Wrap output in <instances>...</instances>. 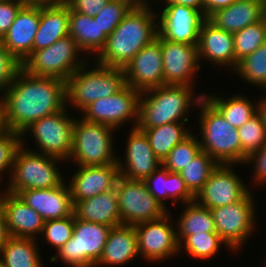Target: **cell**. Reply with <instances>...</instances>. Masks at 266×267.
<instances>
[{
	"mask_svg": "<svg viewBox=\"0 0 266 267\" xmlns=\"http://www.w3.org/2000/svg\"><path fill=\"white\" fill-rule=\"evenodd\" d=\"M152 5H135L114 31L94 61L103 66L124 68L146 45L156 39L157 14Z\"/></svg>",
	"mask_w": 266,
	"mask_h": 267,
	"instance_id": "7a4b0ae2",
	"label": "cell"
},
{
	"mask_svg": "<svg viewBox=\"0 0 266 267\" xmlns=\"http://www.w3.org/2000/svg\"><path fill=\"white\" fill-rule=\"evenodd\" d=\"M138 237L133 225L112 227L97 266H117L138 258Z\"/></svg>",
	"mask_w": 266,
	"mask_h": 267,
	"instance_id": "4316f807",
	"label": "cell"
},
{
	"mask_svg": "<svg viewBox=\"0 0 266 267\" xmlns=\"http://www.w3.org/2000/svg\"><path fill=\"white\" fill-rule=\"evenodd\" d=\"M135 5L132 0H109L93 18L108 37Z\"/></svg>",
	"mask_w": 266,
	"mask_h": 267,
	"instance_id": "60d3db41",
	"label": "cell"
},
{
	"mask_svg": "<svg viewBox=\"0 0 266 267\" xmlns=\"http://www.w3.org/2000/svg\"><path fill=\"white\" fill-rule=\"evenodd\" d=\"M184 123L188 122L166 123L154 128L140 129L146 134L154 155L161 163L178 143L192 133V130L185 128Z\"/></svg>",
	"mask_w": 266,
	"mask_h": 267,
	"instance_id": "1f68e13d",
	"label": "cell"
},
{
	"mask_svg": "<svg viewBox=\"0 0 266 267\" xmlns=\"http://www.w3.org/2000/svg\"><path fill=\"white\" fill-rule=\"evenodd\" d=\"M73 214L76 219L109 227L121 225L116 188L86 200L76 201Z\"/></svg>",
	"mask_w": 266,
	"mask_h": 267,
	"instance_id": "83f0119b",
	"label": "cell"
},
{
	"mask_svg": "<svg viewBox=\"0 0 266 267\" xmlns=\"http://www.w3.org/2000/svg\"><path fill=\"white\" fill-rule=\"evenodd\" d=\"M40 22V6H23L0 43L22 64L31 54Z\"/></svg>",
	"mask_w": 266,
	"mask_h": 267,
	"instance_id": "44dd1931",
	"label": "cell"
},
{
	"mask_svg": "<svg viewBox=\"0 0 266 267\" xmlns=\"http://www.w3.org/2000/svg\"><path fill=\"white\" fill-rule=\"evenodd\" d=\"M219 164L201 151L180 174L188 189L196 196Z\"/></svg>",
	"mask_w": 266,
	"mask_h": 267,
	"instance_id": "8d00e7d4",
	"label": "cell"
},
{
	"mask_svg": "<svg viewBox=\"0 0 266 267\" xmlns=\"http://www.w3.org/2000/svg\"><path fill=\"white\" fill-rule=\"evenodd\" d=\"M164 84L193 86L201 68L198 45L165 40L161 37Z\"/></svg>",
	"mask_w": 266,
	"mask_h": 267,
	"instance_id": "e0dca14e",
	"label": "cell"
},
{
	"mask_svg": "<svg viewBox=\"0 0 266 267\" xmlns=\"http://www.w3.org/2000/svg\"><path fill=\"white\" fill-rule=\"evenodd\" d=\"M171 220L168 212L158 219L134 225L138 237L139 256L144 260L161 262L179 255L177 231Z\"/></svg>",
	"mask_w": 266,
	"mask_h": 267,
	"instance_id": "5bb4252c",
	"label": "cell"
},
{
	"mask_svg": "<svg viewBox=\"0 0 266 267\" xmlns=\"http://www.w3.org/2000/svg\"><path fill=\"white\" fill-rule=\"evenodd\" d=\"M10 237L11 236L8 231L2 202L0 201V250L3 248V246L6 244Z\"/></svg>",
	"mask_w": 266,
	"mask_h": 267,
	"instance_id": "681fc988",
	"label": "cell"
},
{
	"mask_svg": "<svg viewBox=\"0 0 266 267\" xmlns=\"http://www.w3.org/2000/svg\"><path fill=\"white\" fill-rule=\"evenodd\" d=\"M221 244L227 246L216 232L195 233L188 236L179 245V251L184 249L192 258L203 260L216 255L222 246Z\"/></svg>",
	"mask_w": 266,
	"mask_h": 267,
	"instance_id": "74e56055",
	"label": "cell"
},
{
	"mask_svg": "<svg viewBox=\"0 0 266 267\" xmlns=\"http://www.w3.org/2000/svg\"><path fill=\"white\" fill-rule=\"evenodd\" d=\"M200 110L199 136L201 150L218 164H241V140L238 128L233 127L204 97L198 104Z\"/></svg>",
	"mask_w": 266,
	"mask_h": 267,
	"instance_id": "277c9868",
	"label": "cell"
},
{
	"mask_svg": "<svg viewBox=\"0 0 266 267\" xmlns=\"http://www.w3.org/2000/svg\"><path fill=\"white\" fill-rule=\"evenodd\" d=\"M258 100L257 114L261 117V120L264 122V125L266 127V94Z\"/></svg>",
	"mask_w": 266,
	"mask_h": 267,
	"instance_id": "816d5d0a",
	"label": "cell"
},
{
	"mask_svg": "<svg viewBox=\"0 0 266 267\" xmlns=\"http://www.w3.org/2000/svg\"><path fill=\"white\" fill-rule=\"evenodd\" d=\"M126 142L125 163L118 156L120 176L134 180H145L162 163L154 155L146 134L137 127L132 128Z\"/></svg>",
	"mask_w": 266,
	"mask_h": 267,
	"instance_id": "d6986e66",
	"label": "cell"
},
{
	"mask_svg": "<svg viewBox=\"0 0 266 267\" xmlns=\"http://www.w3.org/2000/svg\"><path fill=\"white\" fill-rule=\"evenodd\" d=\"M141 92L125 85L116 94L95 100L81 112L83 119L118 129L133 119V128L138 123L139 99Z\"/></svg>",
	"mask_w": 266,
	"mask_h": 267,
	"instance_id": "4fadbf2b",
	"label": "cell"
},
{
	"mask_svg": "<svg viewBox=\"0 0 266 267\" xmlns=\"http://www.w3.org/2000/svg\"><path fill=\"white\" fill-rule=\"evenodd\" d=\"M0 267H7L6 264L0 259Z\"/></svg>",
	"mask_w": 266,
	"mask_h": 267,
	"instance_id": "9f6ffc18",
	"label": "cell"
},
{
	"mask_svg": "<svg viewBox=\"0 0 266 267\" xmlns=\"http://www.w3.org/2000/svg\"><path fill=\"white\" fill-rule=\"evenodd\" d=\"M164 3H178L190 6L203 12V0H163Z\"/></svg>",
	"mask_w": 266,
	"mask_h": 267,
	"instance_id": "f907efd6",
	"label": "cell"
},
{
	"mask_svg": "<svg viewBox=\"0 0 266 267\" xmlns=\"http://www.w3.org/2000/svg\"><path fill=\"white\" fill-rule=\"evenodd\" d=\"M109 0H64L71 10L95 17Z\"/></svg>",
	"mask_w": 266,
	"mask_h": 267,
	"instance_id": "7dc6e473",
	"label": "cell"
},
{
	"mask_svg": "<svg viewBox=\"0 0 266 267\" xmlns=\"http://www.w3.org/2000/svg\"><path fill=\"white\" fill-rule=\"evenodd\" d=\"M233 72L247 83L266 91V43L240 60Z\"/></svg>",
	"mask_w": 266,
	"mask_h": 267,
	"instance_id": "d590c367",
	"label": "cell"
},
{
	"mask_svg": "<svg viewBox=\"0 0 266 267\" xmlns=\"http://www.w3.org/2000/svg\"><path fill=\"white\" fill-rule=\"evenodd\" d=\"M24 141L21 138V146L16 152L5 191L17 194L25 189H46L62 185L66 179L56 164L66 161L28 150Z\"/></svg>",
	"mask_w": 266,
	"mask_h": 267,
	"instance_id": "5b68a950",
	"label": "cell"
},
{
	"mask_svg": "<svg viewBox=\"0 0 266 267\" xmlns=\"http://www.w3.org/2000/svg\"><path fill=\"white\" fill-rule=\"evenodd\" d=\"M74 231V214L61 219L48 220L44 222L42 238L50 245L60 249L71 239Z\"/></svg>",
	"mask_w": 266,
	"mask_h": 267,
	"instance_id": "b9f144b4",
	"label": "cell"
},
{
	"mask_svg": "<svg viewBox=\"0 0 266 267\" xmlns=\"http://www.w3.org/2000/svg\"><path fill=\"white\" fill-rule=\"evenodd\" d=\"M77 167L78 169L73 173L70 183L67 184L73 204L76 201L86 200L114 189L120 176L118 163Z\"/></svg>",
	"mask_w": 266,
	"mask_h": 267,
	"instance_id": "ffe728a7",
	"label": "cell"
},
{
	"mask_svg": "<svg viewBox=\"0 0 266 267\" xmlns=\"http://www.w3.org/2000/svg\"><path fill=\"white\" fill-rule=\"evenodd\" d=\"M112 227L104 224L76 219L74 216L73 236L50 258H58L71 267H95L102 256Z\"/></svg>",
	"mask_w": 266,
	"mask_h": 267,
	"instance_id": "9c48e42d",
	"label": "cell"
},
{
	"mask_svg": "<svg viewBox=\"0 0 266 267\" xmlns=\"http://www.w3.org/2000/svg\"><path fill=\"white\" fill-rule=\"evenodd\" d=\"M21 146V135L17 132L6 129L0 135V181L3 172H12L14 158L18 148Z\"/></svg>",
	"mask_w": 266,
	"mask_h": 267,
	"instance_id": "7bdbcfd3",
	"label": "cell"
},
{
	"mask_svg": "<svg viewBox=\"0 0 266 267\" xmlns=\"http://www.w3.org/2000/svg\"><path fill=\"white\" fill-rule=\"evenodd\" d=\"M94 64L92 69L88 63L83 65L66 81L67 103L77 110L82 111L95 100L116 94L126 85L122 68Z\"/></svg>",
	"mask_w": 266,
	"mask_h": 267,
	"instance_id": "8992f818",
	"label": "cell"
},
{
	"mask_svg": "<svg viewBox=\"0 0 266 267\" xmlns=\"http://www.w3.org/2000/svg\"><path fill=\"white\" fill-rule=\"evenodd\" d=\"M2 192L0 201L10 236L36 239L42 233L45 220L17 194Z\"/></svg>",
	"mask_w": 266,
	"mask_h": 267,
	"instance_id": "cb8c5ba5",
	"label": "cell"
},
{
	"mask_svg": "<svg viewBox=\"0 0 266 267\" xmlns=\"http://www.w3.org/2000/svg\"><path fill=\"white\" fill-rule=\"evenodd\" d=\"M68 181L46 189H25L17 195L45 220L61 219L73 215V201Z\"/></svg>",
	"mask_w": 266,
	"mask_h": 267,
	"instance_id": "7402d4cb",
	"label": "cell"
},
{
	"mask_svg": "<svg viewBox=\"0 0 266 267\" xmlns=\"http://www.w3.org/2000/svg\"><path fill=\"white\" fill-rule=\"evenodd\" d=\"M22 6H40L46 4L49 0H12Z\"/></svg>",
	"mask_w": 266,
	"mask_h": 267,
	"instance_id": "f5cc1de1",
	"label": "cell"
},
{
	"mask_svg": "<svg viewBox=\"0 0 266 267\" xmlns=\"http://www.w3.org/2000/svg\"><path fill=\"white\" fill-rule=\"evenodd\" d=\"M234 36L232 33L216 27L206 19L200 28L198 40L199 60H206L214 66L236 69V57L234 51Z\"/></svg>",
	"mask_w": 266,
	"mask_h": 267,
	"instance_id": "603a6c76",
	"label": "cell"
},
{
	"mask_svg": "<svg viewBox=\"0 0 266 267\" xmlns=\"http://www.w3.org/2000/svg\"><path fill=\"white\" fill-rule=\"evenodd\" d=\"M201 151L198 135L191 133L170 151L162 166L170 172L180 173Z\"/></svg>",
	"mask_w": 266,
	"mask_h": 267,
	"instance_id": "ab89813d",
	"label": "cell"
},
{
	"mask_svg": "<svg viewBox=\"0 0 266 267\" xmlns=\"http://www.w3.org/2000/svg\"><path fill=\"white\" fill-rule=\"evenodd\" d=\"M68 108L48 115L31 123L25 128L21 138L26 133H32L38 144V153L53 156L68 161L72 152L73 124L75 118L68 112Z\"/></svg>",
	"mask_w": 266,
	"mask_h": 267,
	"instance_id": "30bf717a",
	"label": "cell"
},
{
	"mask_svg": "<svg viewBox=\"0 0 266 267\" xmlns=\"http://www.w3.org/2000/svg\"><path fill=\"white\" fill-rule=\"evenodd\" d=\"M233 36L237 67L240 60L266 43V16L262 20L237 31Z\"/></svg>",
	"mask_w": 266,
	"mask_h": 267,
	"instance_id": "e575fe53",
	"label": "cell"
},
{
	"mask_svg": "<svg viewBox=\"0 0 266 267\" xmlns=\"http://www.w3.org/2000/svg\"><path fill=\"white\" fill-rule=\"evenodd\" d=\"M157 15L158 35L165 40L198 44L202 23L207 19L201 10L178 3H165Z\"/></svg>",
	"mask_w": 266,
	"mask_h": 267,
	"instance_id": "9a60e30c",
	"label": "cell"
},
{
	"mask_svg": "<svg viewBox=\"0 0 266 267\" xmlns=\"http://www.w3.org/2000/svg\"><path fill=\"white\" fill-rule=\"evenodd\" d=\"M177 222V241L180 245L188 236L202 232H216L215 223L210 209L196 201L186 203Z\"/></svg>",
	"mask_w": 266,
	"mask_h": 267,
	"instance_id": "836d02e7",
	"label": "cell"
},
{
	"mask_svg": "<svg viewBox=\"0 0 266 267\" xmlns=\"http://www.w3.org/2000/svg\"><path fill=\"white\" fill-rule=\"evenodd\" d=\"M246 164H254V173L252 180L260 185L266 184V144L258 151L249 155L246 160Z\"/></svg>",
	"mask_w": 266,
	"mask_h": 267,
	"instance_id": "f6af8a7d",
	"label": "cell"
},
{
	"mask_svg": "<svg viewBox=\"0 0 266 267\" xmlns=\"http://www.w3.org/2000/svg\"><path fill=\"white\" fill-rule=\"evenodd\" d=\"M144 183L149 192L165 208L166 204L163 200L167 198H172V204H176L178 201L183 202L182 204L195 201V195L188 189L181 174L170 172L162 165L152 175L148 176Z\"/></svg>",
	"mask_w": 266,
	"mask_h": 267,
	"instance_id": "f1b7e54d",
	"label": "cell"
},
{
	"mask_svg": "<svg viewBox=\"0 0 266 267\" xmlns=\"http://www.w3.org/2000/svg\"><path fill=\"white\" fill-rule=\"evenodd\" d=\"M193 87L164 84L141 92L136 127L149 129L166 123L188 122L186 115L191 106H198L205 94L193 97Z\"/></svg>",
	"mask_w": 266,
	"mask_h": 267,
	"instance_id": "3957f363",
	"label": "cell"
},
{
	"mask_svg": "<svg viewBox=\"0 0 266 267\" xmlns=\"http://www.w3.org/2000/svg\"><path fill=\"white\" fill-rule=\"evenodd\" d=\"M236 0H203V13L208 18L215 11L228 7Z\"/></svg>",
	"mask_w": 266,
	"mask_h": 267,
	"instance_id": "c3c4849f",
	"label": "cell"
},
{
	"mask_svg": "<svg viewBox=\"0 0 266 267\" xmlns=\"http://www.w3.org/2000/svg\"><path fill=\"white\" fill-rule=\"evenodd\" d=\"M22 64L0 43V99Z\"/></svg>",
	"mask_w": 266,
	"mask_h": 267,
	"instance_id": "ee69618b",
	"label": "cell"
},
{
	"mask_svg": "<svg viewBox=\"0 0 266 267\" xmlns=\"http://www.w3.org/2000/svg\"><path fill=\"white\" fill-rule=\"evenodd\" d=\"M69 6L64 1L49 0L40 5V22L34 38L32 53L46 48L69 35Z\"/></svg>",
	"mask_w": 266,
	"mask_h": 267,
	"instance_id": "d4e9b609",
	"label": "cell"
},
{
	"mask_svg": "<svg viewBox=\"0 0 266 267\" xmlns=\"http://www.w3.org/2000/svg\"><path fill=\"white\" fill-rule=\"evenodd\" d=\"M136 5H149L148 0H132Z\"/></svg>",
	"mask_w": 266,
	"mask_h": 267,
	"instance_id": "11a10c76",
	"label": "cell"
},
{
	"mask_svg": "<svg viewBox=\"0 0 266 267\" xmlns=\"http://www.w3.org/2000/svg\"><path fill=\"white\" fill-rule=\"evenodd\" d=\"M22 7L21 4L12 0L0 2V40L8 32Z\"/></svg>",
	"mask_w": 266,
	"mask_h": 267,
	"instance_id": "bcb514c9",
	"label": "cell"
},
{
	"mask_svg": "<svg viewBox=\"0 0 266 267\" xmlns=\"http://www.w3.org/2000/svg\"><path fill=\"white\" fill-rule=\"evenodd\" d=\"M6 130L5 124H4V117H3V110L0 105V135Z\"/></svg>",
	"mask_w": 266,
	"mask_h": 267,
	"instance_id": "db71d44e",
	"label": "cell"
},
{
	"mask_svg": "<svg viewBox=\"0 0 266 267\" xmlns=\"http://www.w3.org/2000/svg\"><path fill=\"white\" fill-rule=\"evenodd\" d=\"M248 190V185L243 183L232 165L219 164L195 196V201L207 209L223 207L241 200Z\"/></svg>",
	"mask_w": 266,
	"mask_h": 267,
	"instance_id": "2e32d148",
	"label": "cell"
},
{
	"mask_svg": "<svg viewBox=\"0 0 266 267\" xmlns=\"http://www.w3.org/2000/svg\"><path fill=\"white\" fill-rule=\"evenodd\" d=\"M241 140V164L246 158L266 144V127L261 117L256 114L243 126L238 128Z\"/></svg>",
	"mask_w": 266,
	"mask_h": 267,
	"instance_id": "f35d334b",
	"label": "cell"
},
{
	"mask_svg": "<svg viewBox=\"0 0 266 267\" xmlns=\"http://www.w3.org/2000/svg\"><path fill=\"white\" fill-rule=\"evenodd\" d=\"M126 84L133 89L145 90L164 85L161 37L157 34L123 68Z\"/></svg>",
	"mask_w": 266,
	"mask_h": 267,
	"instance_id": "ac0fdd59",
	"label": "cell"
},
{
	"mask_svg": "<svg viewBox=\"0 0 266 267\" xmlns=\"http://www.w3.org/2000/svg\"><path fill=\"white\" fill-rule=\"evenodd\" d=\"M6 129L19 134L31 123L65 109L66 82L20 69L0 99Z\"/></svg>",
	"mask_w": 266,
	"mask_h": 267,
	"instance_id": "6da1fadb",
	"label": "cell"
},
{
	"mask_svg": "<svg viewBox=\"0 0 266 267\" xmlns=\"http://www.w3.org/2000/svg\"><path fill=\"white\" fill-rule=\"evenodd\" d=\"M69 35L77 42L83 54L97 56L104 48L107 36L98 21L69 8ZM87 52V53H86ZM96 52V53H95Z\"/></svg>",
	"mask_w": 266,
	"mask_h": 267,
	"instance_id": "f546056e",
	"label": "cell"
},
{
	"mask_svg": "<svg viewBox=\"0 0 266 267\" xmlns=\"http://www.w3.org/2000/svg\"><path fill=\"white\" fill-rule=\"evenodd\" d=\"M204 97L221 113L227 122L233 127L239 128L243 126L248 120L257 114L258 103H252L250 98L242 96V94H235L229 99L204 94Z\"/></svg>",
	"mask_w": 266,
	"mask_h": 267,
	"instance_id": "d6a6232c",
	"label": "cell"
},
{
	"mask_svg": "<svg viewBox=\"0 0 266 267\" xmlns=\"http://www.w3.org/2000/svg\"><path fill=\"white\" fill-rule=\"evenodd\" d=\"M265 16L266 1L236 0L230 6L215 11L207 19L219 29L234 34Z\"/></svg>",
	"mask_w": 266,
	"mask_h": 267,
	"instance_id": "484cf974",
	"label": "cell"
},
{
	"mask_svg": "<svg viewBox=\"0 0 266 267\" xmlns=\"http://www.w3.org/2000/svg\"><path fill=\"white\" fill-rule=\"evenodd\" d=\"M36 239L10 237L0 250V259L7 267H44Z\"/></svg>",
	"mask_w": 266,
	"mask_h": 267,
	"instance_id": "4dcf8cb0",
	"label": "cell"
},
{
	"mask_svg": "<svg viewBox=\"0 0 266 267\" xmlns=\"http://www.w3.org/2000/svg\"><path fill=\"white\" fill-rule=\"evenodd\" d=\"M80 52L83 53L77 42L67 35L34 51L22 63V69L33 76L53 77L66 82L77 69L90 62L89 59L86 62V57L78 59Z\"/></svg>",
	"mask_w": 266,
	"mask_h": 267,
	"instance_id": "ba28073f",
	"label": "cell"
},
{
	"mask_svg": "<svg viewBox=\"0 0 266 267\" xmlns=\"http://www.w3.org/2000/svg\"><path fill=\"white\" fill-rule=\"evenodd\" d=\"M115 188L121 224L134 226L163 217L169 211L149 192L143 180L119 176Z\"/></svg>",
	"mask_w": 266,
	"mask_h": 267,
	"instance_id": "7c38bea8",
	"label": "cell"
},
{
	"mask_svg": "<svg viewBox=\"0 0 266 267\" xmlns=\"http://www.w3.org/2000/svg\"><path fill=\"white\" fill-rule=\"evenodd\" d=\"M249 192L239 201L210 209L216 227V233L226 243L228 250H240L244 241L255 230V201Z\"/></svg>",
	"mask_w": 266,
	"mask_h": 267,
	"instance_id": "8fae6325",
	"label": "cell"
},
{
	"mask_svg": "<svg viewBox=\"0 0 266 267\" xmlns=\"http://www.w3.org/2000/svg\"><path fill=\"white\" fill-rule=\"evenodd\" d=\"M75 118L73 124L72 152L69 157L77 166H104L117 163L113 145L114 130L101 123Z\"/></svg>",
	"mask_w": 266,
	"mask_h": 267,
	"instance_id": "52a82bcc",
	"label": "cell"
}]
</instances>
